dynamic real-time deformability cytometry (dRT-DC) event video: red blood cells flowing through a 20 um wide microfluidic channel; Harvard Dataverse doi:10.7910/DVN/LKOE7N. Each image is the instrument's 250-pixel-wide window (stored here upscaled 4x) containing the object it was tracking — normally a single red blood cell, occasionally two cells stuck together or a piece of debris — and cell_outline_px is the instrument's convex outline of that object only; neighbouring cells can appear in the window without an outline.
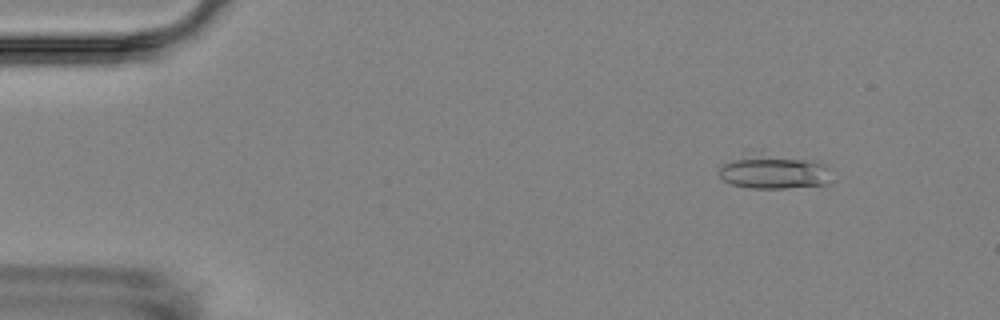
{"species": "Egyptian fruit bat (a non-hibernating species)", "species_latin": "Rousettus aegyptiacus", "temperature_condition": "room temperature", "stored_images_in_passage": 8, "camera_frame_rate_fps": 3000, "um_per_image_px": 0.085, "animal": {"sex": "female"}, "frame": {"image": 1, "passage_image": 2, "time_ms": 1.0, "image_size_px": [1000, 320], "cell_outline_px": [[828, 184], [784, 188], [752, 188], [732, 184], [724, 180], [720, 176], [720, 168], [724, 164], [744, 148], [760, 148], [812, 160], [820, 164], [824, 168]], "centroid_in_image_um": [65.59, 14.47], "position_along_channel_um": 19.4, "area_um2": 23.58}}
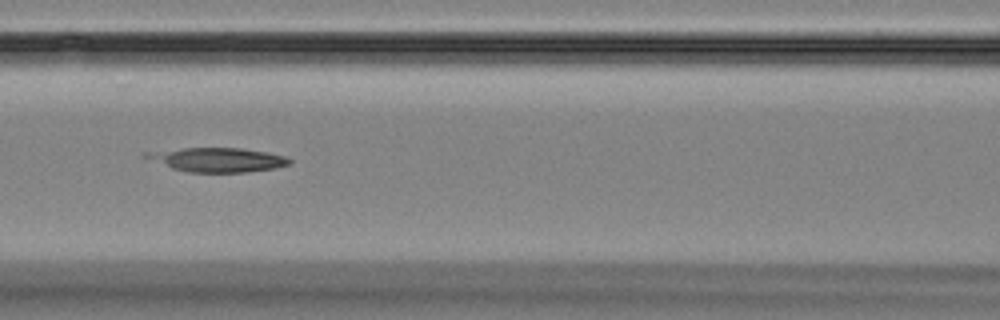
{"frame": {"image": 2, "passage_image": 7, "time_ms": 7.0, "image_size_px": [1000, 320], "cell_outline_px": [[292, 164], [276, 168], [248, 172], [188, 172], [172, 168], [140, 156], [144, 152], [184, 148], [240, 148], [268, 152], [284, 156], [292, 160]], "centroid_in_image_um": [18.5, 13.58], "position_along_channel_um": 148.1, "area_um2": 20.29}}
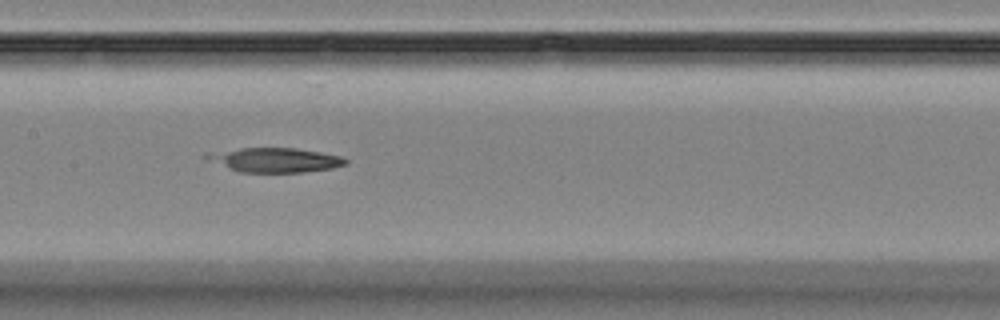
{"frame": {"image": 3, "passage_image": 8, "time_ms": 8.0, "image_size_px": [1000, 320], "cell_outline_px": [[348, 164], [332, 168], [304, 172], [240, 172], [200, 156], [208, 152], [240, 148], [296, 148], [344, 156], [348, 160]], "centroid_in_image_um": [23.41, 13.59], "position_along_channel_um": 184.0, "area_um2": 19.77}}